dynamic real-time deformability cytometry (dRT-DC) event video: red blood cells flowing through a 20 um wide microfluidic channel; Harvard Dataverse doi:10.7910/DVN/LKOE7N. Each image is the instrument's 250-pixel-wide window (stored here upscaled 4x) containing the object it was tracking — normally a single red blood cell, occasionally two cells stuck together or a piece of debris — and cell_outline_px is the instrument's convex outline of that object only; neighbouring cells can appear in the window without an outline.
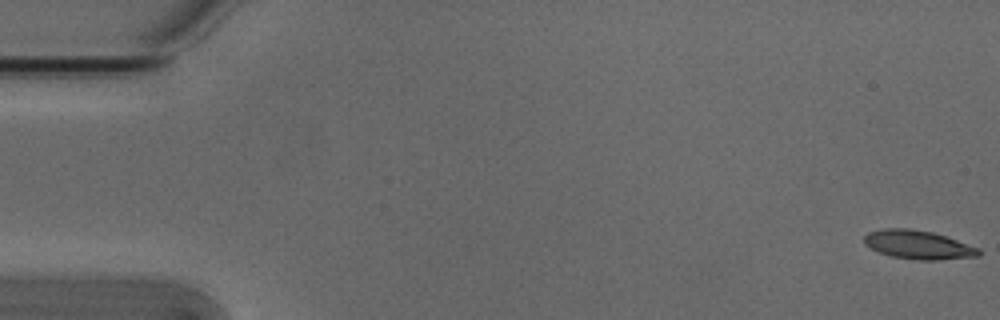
{"species": "Egyptian fruit bat (a non-hibernating species)", "species_latin": "Rousettus aegyptiacus", "temperature_condition": "cold", "stored_images_in_passage": 54, "camera_frame_rate_fps": 3000, "um_per_image_px": 0.085, "animal": {"sex": "male"}, "frame": {"image": 1, "passage_image": 1, "time_ms": 0.0, "image_size_px": [1000, 320], "cell_outline_px": [[980, 256], [936, 260], [916, 260], [892, 256], [880, 252], [864, 244], [864, 236], [868, 232], [884, 228], [908, 228], [932, 232], [980, 248]], "centroid_in_image_um": [78.04, 20.8], "position_along_channel_um": 7.0, "area_um2": 19.02}}
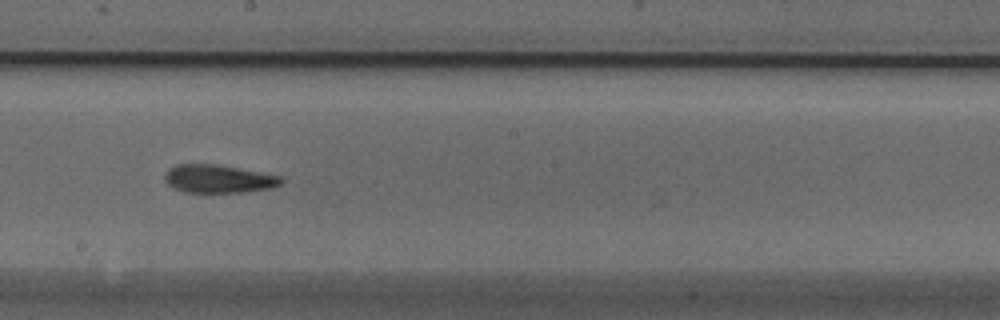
{"frame": {"image": 2, "passage_image": 30, "time_ms": 9.667, "image_size_px": [1000, 320], "cell_outline_px": [[284, 180], [280, 184], [272, 188], [240, 192], [184, 192], [172, 188], [164, 180], [164, 176], [168, 168], [176, 164], [216, 164], [260, 172], [280, 176]], "centroid_in_image_um": [18.52, 15.2], "position_along_channel_um": 229.7, "area_um2": 19.07}}
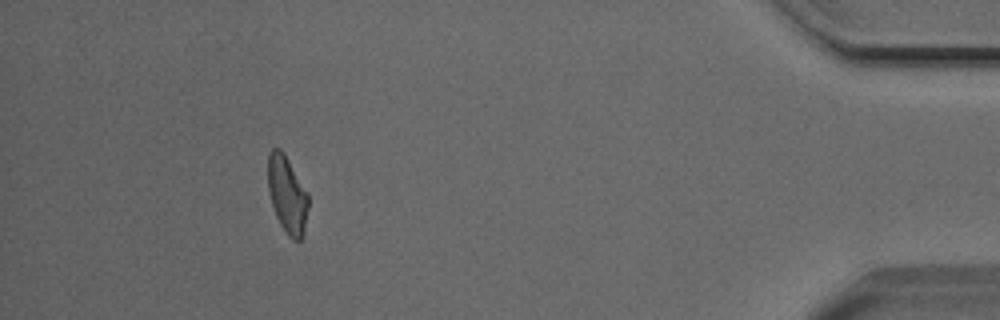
{"frame": {"image": 3, "passage_image": 49, "time_ms": 16.0, "image_size_px": [1000, 320], "cell_outline_px": [[308, 208], [304, 236], [300, 240], [292, 240], [288, 236], [280, 224], [276, 216], [268, 192], [268, 152], [272, 148], [280, 148], [284, 152], [308, 192]], "centroid_in_image_um": [24.42, 16.54], "position_along_channel_um": 410.8, "area_um2": 18.44}, "authors_computed_cell_mechanics": {"area_um2": 19.0451, "velocity_mm_per_s": 3.8427, "shape_relaxation_time_tau1_ms": 8.8487, "shape_relaxation_time_tau2_ms": 3.9958, "deformation_change_tau1": 0.2273, "deformation_change_tau2": 0.1314}}